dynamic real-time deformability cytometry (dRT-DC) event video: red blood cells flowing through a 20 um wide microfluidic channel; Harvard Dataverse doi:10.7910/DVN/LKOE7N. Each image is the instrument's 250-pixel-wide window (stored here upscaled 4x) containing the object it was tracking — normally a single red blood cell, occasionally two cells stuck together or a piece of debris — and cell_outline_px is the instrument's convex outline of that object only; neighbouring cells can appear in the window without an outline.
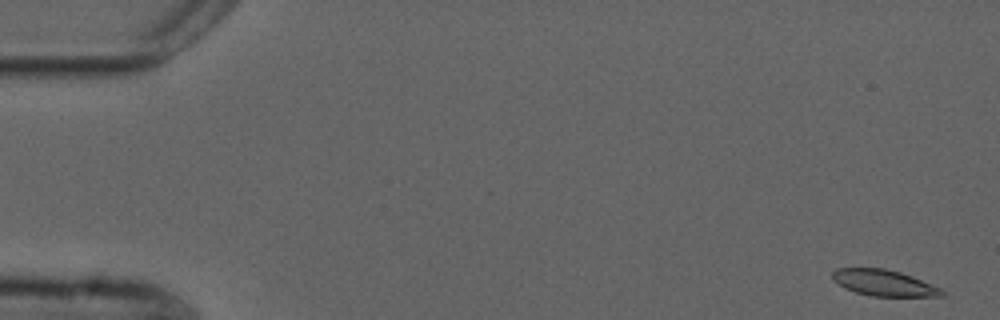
{"species": "common noctule bat (a hibernating species)", "species_latin": "Nyctalus noctula", "temperature_condition": "cold", "stored_images_in_passage": 54, "camera_frame_rate_fps": 3000, "um_per_image_px": 0.085, "animal": {"sex": "male", "forearm_length_mm": 52.5}, "frame": {"image": 1, "passage_image": 1, "time_ms": 0.0, "image_size_px": [1000, 320], "cell_outline_px": [[944, 296], [872, 296], [856, 292], [844, 288], [832, 280], [832, 272], [836, 268], [884, 268], [900, 272], [912, 276], [940, 288], [944, 292]], "centroid_in_image_um": [75.09, 24.04], "position_along_channel_um": 9.9, "area_um2": 16.59}}
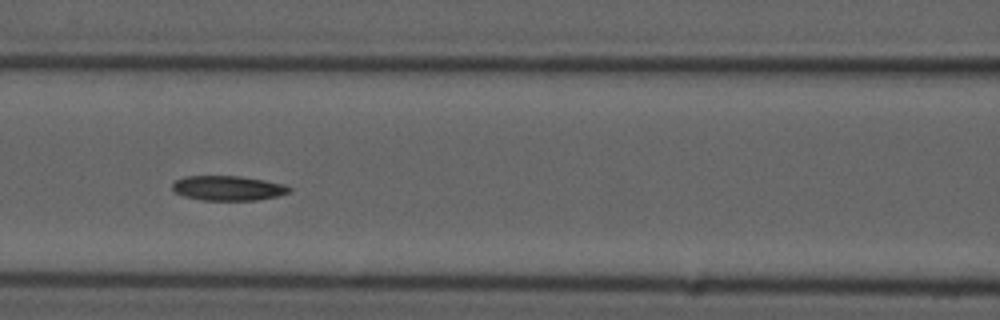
{"frame": {"image": 2, "passage_image": 23, "time_ms": 7.333, "image_size_px": [1000, 320], "cell_outline_px": [[292, 192], [276, 196], [256, 200], [200, 200], [184, 196], [176, 192], [172, 188], [172, 184], [176, 180], [184, 176], [240, 176], [264, 180], [284, 184], [292, 188]], "centroid_in_image_um": [19.39, 15.99], "position_along_channel_um": 147.2, "area_um2": 16.88}}
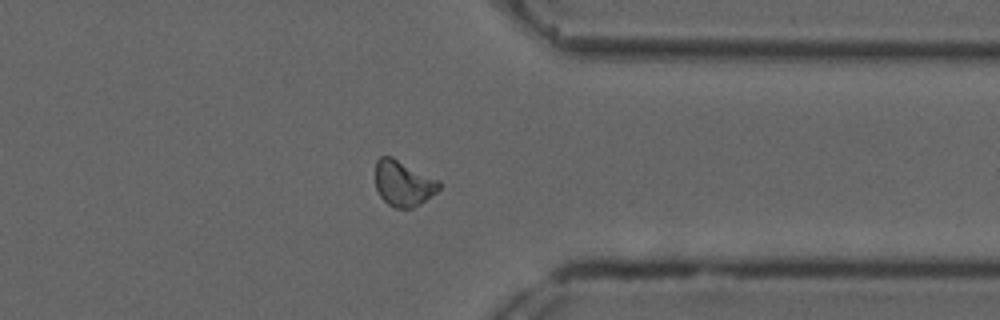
{"frame": {"image": 3, "passage_image": 42, "time_ms": 13.667, "image_size_px": [1000, 320], "cell_outline_px": [[440, 188], [436, 192], [420, 204], [412, 208], [396, 208], [388, 204], [380, 196], [376, 188], [376, 160], [380, 156], [392, 156], [440, 180]], "centroid_in_image_um": [34.28, 15.57], "position_along_channel_um": 377.1, "area_um2": 16.99}, "authors_computed_cell_mechanics": {"area_um2": 16.9932, "velocity_mm_per_s": 3.7253, "shape_relaxation_time_tau1_ms": null, "shape_relaxation_time_tau2_ms": 4.5358, "deformation_change_tau1": null, "deformation_change_tau2": 0.0962}}